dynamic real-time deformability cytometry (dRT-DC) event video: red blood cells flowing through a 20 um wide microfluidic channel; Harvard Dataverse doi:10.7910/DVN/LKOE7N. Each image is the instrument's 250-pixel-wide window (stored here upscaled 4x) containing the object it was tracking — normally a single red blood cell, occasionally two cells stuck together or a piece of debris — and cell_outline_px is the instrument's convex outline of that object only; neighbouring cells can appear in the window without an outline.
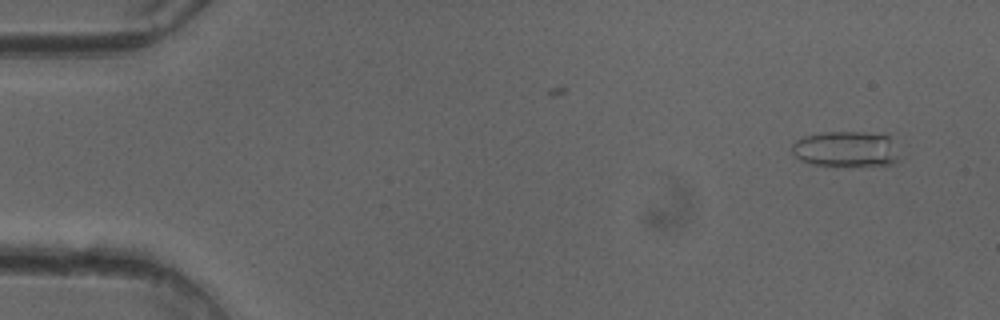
{"species": "common noctule bat (a hibernating species)", "species_latin": "Nyctalus noctula", "temperature_condition": "cold", "stored_images_in_passage": 19, "camera_frame_rate_fps": 3000, "um_per_image_px": 0.085, "animal": {"sex": "female"}, "frame": {"image": 1, "passage_image": 3, "time_ms": 0.667, "image_size_px": [1000, 320], "cell_outline_px": [[900, 160], [892, 164], [812, 164], [800, 160], [792, 152], [792, 144], [796, 140], [804, 136], [824, 132], [888, 132]], "centroid_in_image_um": [71.93, 12.62], "position_along_channel_um": 13.1, "area_um2": 22.08}}
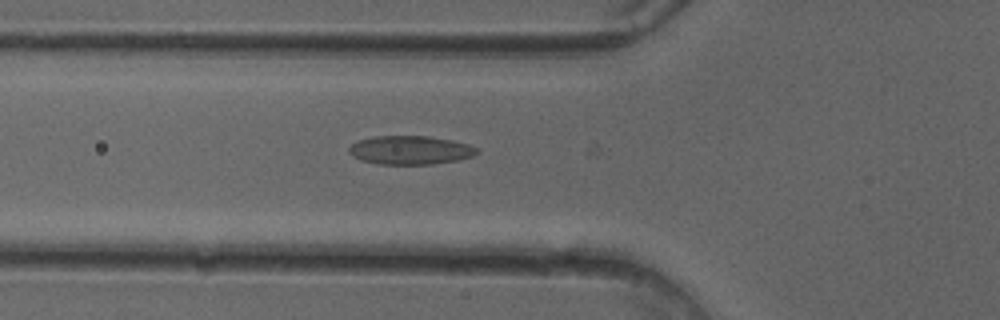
{"frame": {"image": 2, "passage_image": 18, "time_ms": 5.667, "image_size_px": [1000, 320], "cell_outline_px": [[480, 152], [472, 156], [456, 160], [432, 164], [376, 164], [360, 160], [352, 156], [348, 152], [348, 148], [352, 144], [360, 140], [376, 136], [428, 136], [452, 140], [468, 144], [476, 148]], "centroid_in_image_um": [34.85, 12.76], "position_along_channel_um": 91.0, "area_um2": 21.33}}